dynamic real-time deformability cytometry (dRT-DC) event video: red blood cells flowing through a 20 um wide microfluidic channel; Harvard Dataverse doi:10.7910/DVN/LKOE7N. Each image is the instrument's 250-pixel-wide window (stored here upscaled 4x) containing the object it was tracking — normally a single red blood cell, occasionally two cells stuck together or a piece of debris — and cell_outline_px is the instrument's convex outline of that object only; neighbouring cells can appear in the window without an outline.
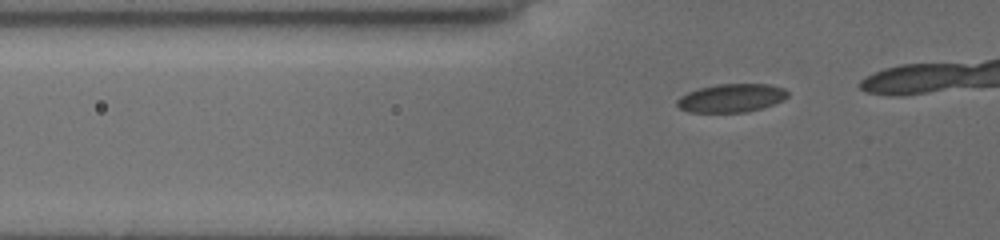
{"species": "common noctule bat (a hibernating species)", "species_latin": "Nyctalus noctula", "temperature_condition": "cold", "stored_images_in_passage": 19, "camera_frame_rate_fps": 3000, "um_per_image_px": 0.085, "animal": {"sex": "female", "body_mass_g": 19.5, "forearm_length_mm": 54.1}, "frame": {"image": 1, "passage_image": 13, "time_ms": 4.0, "image_size_px": [1000, 240], "cell_outline_px": [[788, 96], [784, 100], [748, 112], [688, 112], [680, 108], [676, 104], [676, 100], [680, 96], [688, 92], [700, 88], [716, 84], [768, 84], [784, 88], [788, 92]], "centroid_in_image_um": [62.16, 8.33], "position_along_channel_um": 63.6, "area_um2": 18.26}}
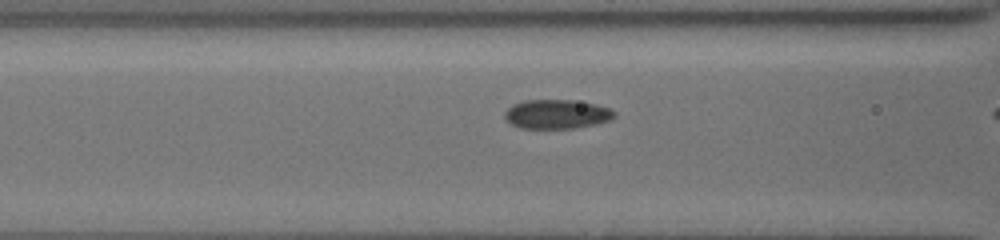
{"frame": {"image": 2, "passage_image": 18, "time_ms": 5.667, "image_size_px": [1000, 240], "cell_outline_px": [[616, 116], [608, 120], [596, 124], [572, 128], [520, 128], [512, 124], [504, 116], [504, 112], [512, 104], [524, 100], [572, 100], [596, 104], [608, 108], [616, 112]], "centroid_in_image_um": [47.31, 9.69], "position_along_channel_um": 119.3, "area_um2": 18.55}}